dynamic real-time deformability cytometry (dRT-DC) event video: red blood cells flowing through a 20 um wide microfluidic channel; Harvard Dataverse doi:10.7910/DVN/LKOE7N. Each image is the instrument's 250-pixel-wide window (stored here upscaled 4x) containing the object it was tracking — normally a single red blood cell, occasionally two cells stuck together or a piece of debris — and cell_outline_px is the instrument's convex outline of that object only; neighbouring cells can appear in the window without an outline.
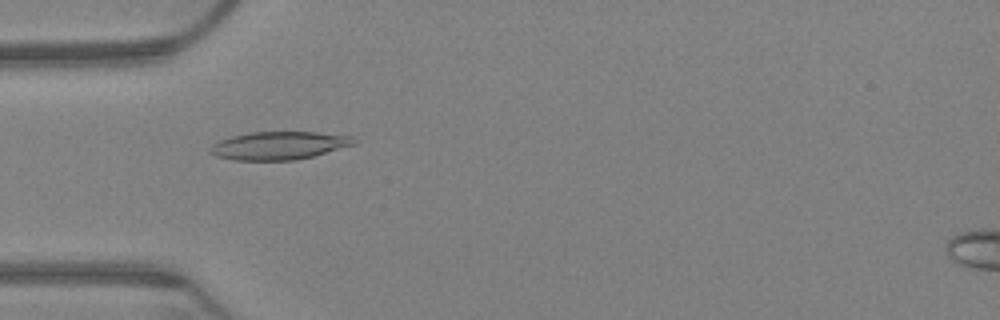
{"species": "Egyptian fruit bat (a non-hibernating species)", "species_latin": "Rousettus aegyptiacus", "temperature_condition": "warm", "stored_images_in_passage": 34, "camera_frame_rate_fps": 3000, "um_per_image_px": 0.085, "animal": {"sex": "female"}, "frame": {"image": 1, "passage_image": 3, "time_ms": 0.667, "image_size_px": [1000, 320], "cell_outline_px": [[356, 144], [312, 156], [296, 160], [232, 160], [216, 156], [208, 152], [208, 148], [212, 144], [220, 140], [232, 136], [248, 132], [316, 132], [352, 136], [356, 140]], "centroid_in_image_um": [23.67, 12.37], "position_along_channel_um": 61.3, "area_um2": 23.52}}
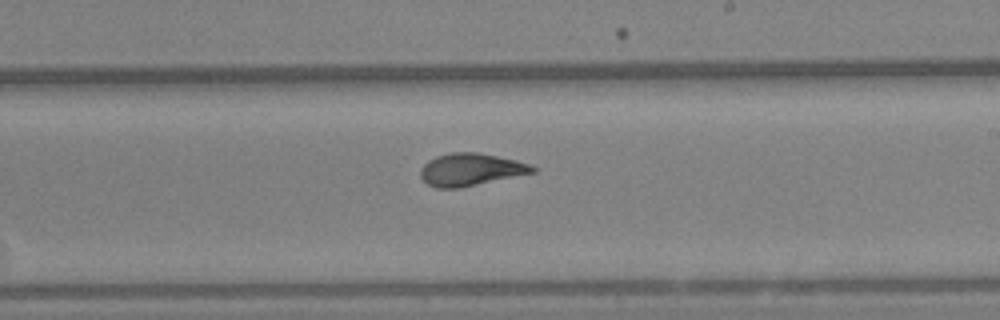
{"frame": {"image": 2, "passage_image": 21, "time_ms": 6.667, "image_size_px": [1000, 320], "cell_outline_px": [[536, 172], [460, 188], [436, 188], [428, 184], [420, 176], [420, 168], [428, 160], [436, 156], [452, 152], [476, 152], [516, 160], [528, 164], [536, 168]], "centroid_in_image_um": [39.98, 14.41], "position_along_channel_um": 249.0, "area_um2": 21.1}}
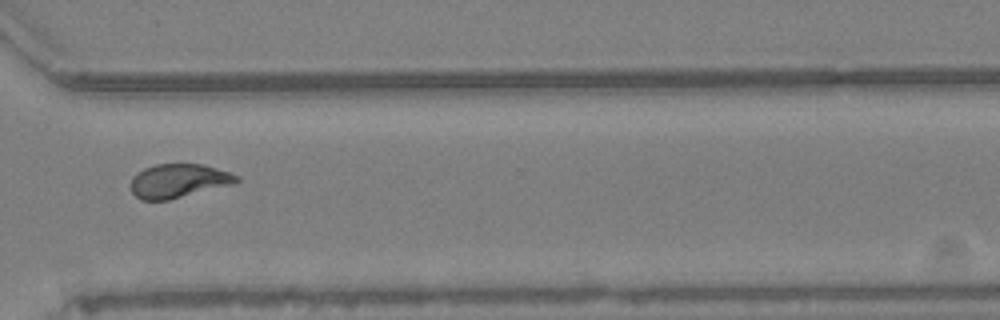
{"frame": {"image": 3, "passage_image": 31, "time_ms": 10.0, "image_size_px": [1000, 320], "cell_outline_px": [[240, 180], [236, 184], [168, 200], [140, 200], [132, 192], [132, 176], [136, 172], [144, 168], [156, 164], [204, 164], [240, 176]], "centroid_in_image_um": [15.2, 15.37], "position_along_channel_um": 355.4, "area_um2": 21.04}, "authors_computed_cell_mechanics": {"area_um2": 21.0681, "velocity_mm_per_s": 3.1726, "shape_relaxation_time_tau1_ms": null, "shape_relaxation_time_tau2_ms": 1.4272, "deformation_change_tau1": null, "deformation_change_tau2": 0.0705}}